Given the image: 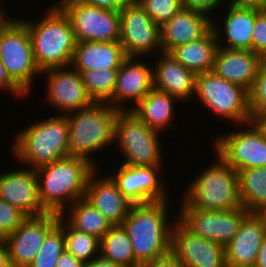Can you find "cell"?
<instances>
[{"instance_id":"7","label":"cell","mask_w":266,"mask_h":267,"mask_svg":"<svg viewBox=\"0 0 266 267\" xmlns=\"http://www.w3.org/2000/svg\"><path fill=\"white\" fill-rule=\"evenodd\" d=\"M162 134L149 128L130 110L119 111L114 125V145L129 166H164ZM117 142V144H116Z\"/></svg>"},{"instance_id":"27","label":"cell","mask_w":266,"mask_h":267,"mask_svg":"<svg viewBox=\"0 0 266 267\" xmlns=\"http://www.w3.org/2000/svg\"><path fill=\"white\" fill-rule=\"evenodd\" d=\"M177 102H181L177 97L153 88L130 111L149 128L164 134L166 129H176L172 123Z\"/></svg>"},{"instance_id":"26","label":"cell","mask_w":266,"mask_h":267,"mask_svg":"<svg viewBox=\"0 0 266 267\" xmlns=\"http://www.w3.org/2000/svg\"><path fill=\"white\" fill-rule=\"evenodd\" d=\"M127 58L119 41H80L76 43L71 67L80 73L96 69L120 68Z\"/></svg>"},{"instance_id":"35","label":"cell","mask_w":266,"mask_h":267,"mask_svg":"<svg viewBox=\"0 0 266 267\" xmlns=\"http://www.w3.org/2000/svg\"><path fill=\"white\" fill-rule=\"evenodd\" d=\"M140 6L159 27L183 9L181 0H142Z\"/></svg>"},{"instance_id":"52","label":"cell","mask_w":266,"mask_h":267,"mask_svg":"<svg viewBox=\"0 0 266 267\" xmlns=\"http://www.w3.org/2000/svg\"><path fill=\"white\" fill-rule=\"evenodd\" d=\"M225 267H255V266L254 265L253 266H236V265L226 264Z\"/></svg>"},{"instance_id":"46","label":"cell","mask_w":266,"mask_h":267,"mask_svg":"<svg viewBox=\"0 0 266 267\" xmlns=\"http://www.w3.org/2000/svg\"><path fill=\"white\" fill-rule=\"evenodd\" d=\"M84 267H123V266L115 264L111 261H107L99 256L98 258L93 259L88 263H85Z\"/></svg>"},{"instance_id":"33","label":"cell","mask_w":266,"mask_h":267,"mask_svg":"<svg viewBox=\"0 0 266 267\" xmlns=\"http://www.w3.org/2000/svg\"><path fill=\"white\" fill-rule=\"evenodd\" d=\"M119 68L81 72L87 94L94 102H107L113 95Z\"/></svg>"},{"instance_id":"25","label":"cell","mask_w":266,"mask_h":267,"mask_svg":"<svg viewBox=\"0 0 266 267\" xmlns=\"http://www.w3.org/2000/svg\"><path fill=\"white\" fill-rule=\"evenodd\" d=\"M261 66L262 58L251 50L227 49L218 46L212 71L249 91Z\"/></svg>"},{"instance_id":"39","label":"cell","mask_w":266,"mask_h":267,"mask_svg":"<svg viewBox=\"0 0 266 267\" xmlns=\"http://www.w3.org/2000/svg\"><path fill=\"white\" fill-rule=\"evenodd\" d=\"M224 0H181L182 7L184 9H191L201 11L203 13L212 15V18H216L213 13L218 10V8L223 7V3H226ZM214 11V12H213Z\"/></svg>"},{"instance_id":"30","label":"cell","mask_w":266,"mask_h":267,"mask_svg":"<svg viewBox=\"0 0 266 267\" xmlns=\"http://www.w3.org/2000/svg\"><path fill=\"white\" fill-rule=\"evenodd\" d=\"M101 258L123 267H139L135 260L132 242L123 225H112L100 239Z\"/></svg>"},{"instance_id":"12","label":"cell","mask_w":266,"mask_h":267,"mask_svg":"<svg viewBox=\"0 0 266 267\" xmlns=\"http://www.w3.org/2000/svg\"><path fill=\"white\" fill-rule=\"evenodd\" d=\"M119 13V42L128 57H153L162 52L160 27L140 5L123 7Z\"/></svg>"},{"instance_id":"22","label":"cell","mask_w":266,"mask_h":267,"mask_svg":"<svg viewBox=\"0 0 266 267\" xmlns=\"http://www.w3.org/2000/svg\"><path fill=\"white\" fill-rule=\"evenodd\" d=\"M226 7L224 6L226 11L223 13H226L225 17H223L224 21H220V24H223H217L216 20L219 18H212V29L216 34L218 46L227 49L252 51V36L256 19V9L239 8L228 4Z\"/></svg>"},{"instance_id":"13","label":"cell","mask_w":266,"mask_h":267,"mask_svg":"<svg viewBox=\"0 0 266 267\" xmlns=\"http://www.w3.org/2000/svg\"><path fill=\"white\" fill-rule=\"evenodd\" d=\"M113 170L114 172H109V175L117 183L121 193L133 204L171 199L170 195L168 197L165 180H162L163 166L119 164V167Z\"/></svg>"},{"instance_id":"5","label":"cell","mask_w":266,"mask_h":267,"mask_svg":"<svg viewBox=\"0 0 266 267\" xmlns=\"http://www.w3.org/2000/svg\"><path fill=\"white\" fill-rule=\"evenodd\" d=\"M215 160L187 185L178 208L226 211L243 207L239 197L238 175L214 152Z\"/></svg>"},{"instance_id":"20","label":"cell","mask_w":266,"mask_h":267,"mask_svg":"<svg viewBox=\"0 0 266 267\" xmlns=\"http://www.w3.org/2000/svg\"><path fill=\"white\" fill-rule=\"evenodd\" d=\"M98 170L96 168L90 174L84 198L112 225H122L133 203L121 193L109 174L102 176Z\"/></svg>"},{"instance_id":"43","label":"cell","mask_w":266,"mask_h":267,"mask_svg":"<svg viewBox=\"0 0 266 267\" xmlns=\"http://www.w3.org/2000/svg\"><path fill=\"white\" fill-rule=\"evenodd\" d=\"M227 4L239 8L266 10V0H229Z\"/></svg>"},{"instance_id":"24","label":"cell","mask_w":266,"mask_h":267,"mask_svg":"<svg viewBox=\"0 0 266 267\" xmlns=\"http://www.w3.org/2000/svg\"><path fill=\"white\" fill-rule=\"evenodd\" d=\"M265 234L266 220L254 212H250L243 219L235 236L225 245L226 264L255 265Z\"/></svg>"},{"instance_id":"19","label":"cell","mask_w":266,"mask_h":267,"mask_svg":"<svg viewBox=\"0 0 266 267\" xmlns=\"http://www.w3.org/2000/svg\"><path fill=\"white\" fill-rule=\"evenodd\" d=\"M0 199L18 208L26 216L46 213L38 196L36 172L28 167L1 172Z\"/></svg>"},{"instance_id":"3","label":"cell","mask_w":266,"mask_h":267,"mask_svg":"<svg viewBox=\"0 0 266 267\" xmlns=\"http://www.w3.org/2000/svg\"><path fill=\"white\" fill-rule=\"evenodd\" d=\"M51 5L40 19L19 18L27 26L40 72L70 67L77 43L68 17L55 3Z\"/></svg>"},{"instance_id":"32","label":"cell","mask_w":266,"mask_h":267,"mask_svg":"<svg viewBox=\"0 0 266 267\" xmlns=\"http://www.w3.org/2000/svg\"><path fill=\"white\" fill-rule=\"evenodd\" d=\"M66 251L77 260L88 263L100 255V239L88 233L75 230L64 218Z\"/></svg>"},{"instance_id":"31","label":"cell","mask_w":266,"mask_h":267,"mask_svg":"<svg viewBox=\"0 0 266 267\" xmlns=\"http://www.w3.org/2000/svg\"><path fill=\"white\" fill-rule=\"evenodd\" d=\"M242 206L254 212L266 199V166L237 171Z\"/></svg>"},{"instance_id":"8","label":"cell","mask_w":266,"mask_h":267,"mask_svg":"<svg viewBox=\"0 0 266 267\" xmlns=\"http://www.w3.org/2000/svg\"><path fill=\"white\" fill-rule=\"evenodd\" d=\"M0 60L11 80L30 96L34 79L41 76V72L34 61L27 26L19 17L9 18L0 27Z\"/></svg>"},{"instance_id":"36","label":"cell","mask_w":266,"mask_h":267,"mask_svg":"<svg viewBox=\"0 0 266 267\" xmlns=\"http://www.w3.org/2000/svg\"><path fill=\"white\" fill-rule=\"evenodd\" d=\"M26 217L18 208L0 199V238L14 232Z\"/></svg>"},{"instance_id":"51","label":"cell","mask_w":266,"mask_h":267,"mask_svg":"<svg viewBox=\"0 0 266 267\" xmlns=\"http://www.w3.org/2000/svg\"><path fill=\"white\" fill-rule=\"evenodd\" d=\"M1 3L2 2L0 1V27L11 17L4 11V6L2 7Z\"/></svg>"},{"instance_id":"47","label":"cell","mask_w":266,"mask_h":267,"mask_svg":"<svg viewBox=\"0 0 266 267\" xmlns=\"http://www.w3.org/2000/svg\"><path fill=\"white\" fill-rule=\"evenodd\" d=\"M255 267H266V234L258 251Z\"/></svg>"},{"instance_id":"18","label":"cell","mask_w":266,"mask_h":267,"mask_svg":"<svg viewBox=\"0 0 266 267\" xmlns=\"http://www.w3.org/2000/svg\"><path fill=\"white\" fill-rule=\"evenodd\" d=\"M153 88V67L145 63V57H128L118 70L115 90L107 103L120 111H128Z\"/></svg>"},{"instance_id":"40","label":"cell","mask_w":266,"mask_h":267,"mask_svg":"<svg viewBox=\"0 0 266 267\" xmlns=\"http://www.w3.org/2000/svg\"><path fill=\"white\" fill-rule=\"evenodd\" d=\"M0 91L6 92V94L8 93V96L9 94L11 96L13 95V97L15 98H17L18 96V99L20 98L24 100L25 98H28L27 95L11 80L1 60H0Z\"/></svg>"},{"instance_id":"16","label":"cell","mask_w":266,"mask_h":267,"mask_svg":"<svg viewBox=\"0 0 266 267\" xmlns=\"http://www.w3.org/2000/svg\"><path fill=\"white\" fill-rule=\"evenodd\" d=\"M59 214L46 212L27 216L21 225L5 237L11 267H29L47 234L58 224Z\"/></svg>"},{"instance_id":"41","label":"cell","mask_w":266,"mask_h":267,"mask_svg":"<svg viewBox=\"0 0 266 267\" xmlns=\"http://www.w3.org/2000/svg\"><path fill=\"white\" fill-rule=\"evenodd\" d=\"M139 267H183L179 260L170 252L167 255L153 261L144 263Z\"/></svg>"},{"instance_id":"1","label":"cell","mask_w":266,"mask_h":267,"mask_svg":"<svg viewBox=\"0 0 266 267\" xmlns=\"http://www.w3.org/2000/svg\"><path fill=\"white\" fill-rule=\"evenodd\" d=\"M168 202L172 201L133 204L123 220L135 260L140 265L171 252V230L176 218L169 221Z\"/></svg>"},{"instance_id":"34","label":"cell","mask_w":266,"mask_h":267,"mask_svg":"<svg viewBox=\"0 0 266 267\" xmlns=\"http://www.w3.org/2000/svg\"><path fill=\"white\" fill-rule=\"evenodd\" d=\"M65 250L64 218L59 215L58 224L47 234L29 267H56L58 258Z\"/></svg>"},{"instance_id":"6","label":"cell","mask_w":266,"mask_h":267,"mask_svg":"<svg viewBox=\"0 0 266 267\" xmlns=\"http://www.w3.org/2000/svg\"><path fill=\"white\" fill-rule=\"evenodd\" d=\"M119 111L107 102H94L89 107L66 114L69 123V155L87 159L100 168L93 155L114 144V125Z\"/></svg>"},{"instance_id":"38","label":"cell","mask_w":266,"mask_h":267,"mask_svg":"<svg viewBox=\"0 0 266 267\" xmlns=\"http://www.w3.org/2000/svg\"><path fill=\"white\" fill-rule=\"evenodd\" d=\"M252 52L261 58L266 56V10L256 9L252 36Z\"/></svg>"},{"instance_id":"17","label":"cell","mask_w":266,"mask_h":267,"mask_svg":"<svg viewBox=\"0 0 266 267\" xmlns=\"http://www.w3.org/2000/svg\"><path fill=\"white\" fill-rule=\"evenodd\" d=\"M41 75L46 78V101L58 111L56 113L66 115L94 103L87 94L81 73L71 66L48 69Z\"/></svg>"},{"instance_id":"53","label":"cell","mask_w":266,"mask_h":267,"mask_svg":"<svg viewBox=\"0 0 266 267\" xmlns=\"http://www.w3.org/2000/svg\"><path fill=\"white\" fill-rule=\"evenodd\" d=\"M262 66L266 69V56L262 58Z\"/></svg>"},{"instance_id":"15","label":"cell","mask_w":266,"mask_h":267,"mask_svg":"<svg viewBox=\"0 0 266 267\" xmlns=\"http://www.w3.org/2000/svg\"><path fill=\"white\" fill-rule=\"evenodd\" d=\"M171 253L183 267H225V246L200 237L178 218L171 230Z\"/></svg>"},{"instance_id":"45","label":"cell","mask_w":266,"mask_h":267,"mask_svg":"<svg viewBox=\"0 0 266 267\" xmlns=\"http://www.w3.org/2000/svg\"><path fill=\"white\" fill-rule=\"evenodd\" d=\"M0 267H11L5 238H0Z\"/></svg>"},{"instance_id":"42","label":"cell","mask_w":266,"mask_h":267,"mask_svg":"<svg viewBox=\"0 0 266 267\" xmlns=\"http://www.w3.org/2000/svg\"><path fill=\"white\" fill-rule=\"evenodd\" d=\"M249 122L266 139V111H251Z\"/></svg>"},{"instance_id":"44","label":"cell","mask_w":266,"mask_h":267,"mask_svg":"<svg viewBox=\"0 0 266 267\" xmlns=\"http://www.w3.org/2000/svg\"><path fill=\"white\" fill-rule=\"evenodd\" d=\"M84 263L77 260L72 254L66 250L58 258L56 267H84Z\"/></svg>"},{"instance_id":"28","label":"cell","mask_w":266,"mask_h":267,"mask_svg":"<svg viewBox=\"0 0 266 267\" xmlns=\"http://www.w3.org/2000/svg\"><path fill=\"white\" fill-rule=\"evenodd\" d=\"M218 42L211 28L202 38L174 48L171 55L196 74L212 71Z\"/></svg>"},{"instance_id":"48","label":"cell","mask_w":266,"mask_h":267,"mask_svg":"<svg viewBox=\"0 0 266 267\" xmlns=\"http://www.w3.org/2000/svg\"><path fill=\"white\" fill-rule=\"evenodd\" d=\"M142 0H112V10L120 11L123 7L140 5Z\"/></svg>"},{"instance_id":"2","label":"cell","mask_w":266,"mask_h":267,"mask_svg":"<svg viewBox=\"0 0 266 267\" xmlns=\"http://www.w3.org/2000/svg\"><path fill=\"white\" fill-rule=\"evenodd\" d=\"M95 169L87 159L68 156L35 170L42 208L60 215L84 198L89 176Z\"/></svg>"},{"instance_id":"49","label":"cell","mask_w":266,"mask_h":267,"mask_svg":"<svg viewBox=\"0 0 266 267\" xmlns=\"http://www.w3.org/2000/svg\"><path fill=\"white\" fill-rule=\"evenodd\" d=\"M78 2L94 7H101L112 10V0H77Z\"/></svg>"},{"instance_id":"9","label":"cell","mask_w":266,"mask_h":267,"mask_svg":"<svg viewBox=\"0 0 266 267\" xmlns=\"http://www.w3.org/2000/svg\"><path fill=\"white\" fill-rule=\"evenodd\" d=\"M195 96L215 117L235 123L233 127L250 121L248 90L223 79L213 71L197 74Z\"/></svg>"},{"instance_id":"21","label":"cell","mask_w":266,"mask_h":267,"mask_svg":"<svg viewBox=\"0 0 266 267\" xmlns=\"http://www.w3.org/2000/svg\"><path fill=\"white\" fill-rule=\"evenodd\" d=\"M159 54L152 65L154 88L177 97L182 104L195 98L197 74L182 66L171 53Z\"/></svg>"},{"instance_id":"50","label":"cell","mask_w":266,"mask_h":267,"mask_svg":"<svg viewBox=\"0 0 266 267\" xmlns=\"http://www.w3.org/2000/svg\"><path fill=\"white\" fill-rule=\"evenodd\" d=\"M254 213L260 217H263L266 220V199L262 204L254 211Z\"/></svg>"},{"instance_id":"10","label":"cell","mask_w":266,"mask_h":267,"mask_svg":"<svg viewBox=\"0 0 266 267\" xmlns=\"http://www.w3.org/2000/svg\"><path fill=\"white\" fill-rule=\"evenodd\" d=\"M54 2L70 20L77 42L119 41V11L84 5L77 0H58V2Z\"/></svg>"},{"instance_id":"11","label":"cell","mask_w":266,"mask_h":267,"mask_svg":"<svg viewBox=\"0 0 266 267\" xmlns=\"http://www.w3.org/2000/svg\"><path fill=\"white\" fill-rule=\"evenodd\" d=\"M217 135L213 151L234 170L266 166V139L249 122ZM241 129V130H240ZM215 149V150H214Z\"/></svg>"},{"instance_id":"23","label":"cell","mask_w":266,"mask_h":267,"mask_svg":"<svg viewBox=\"0 0 266 267\" xmlns=\"http://www.w3.org/2000/svg\"><path fill=\"white\" fill-rule=\"evenodd\" d=\"M211 28L208 14L183 8L160 27L162 52L170 53L177 46L198 40Z\"/></svg>"},{"instance_id":"4","label":"cell","mask_w":266,"mask_h":267,"mask_svg":"<svg viewBox=\"0 0 266 267\" xmlns=\"http://www.w3.org/2000/svg\"><path fill=\"white\" fill-rule=\"evenodd\" d=\"M26 126L12 141L11 154L16 158V164L37 170L70 156L67 115H49Z\"/></svg>"},{"instance_id":"29","label":"cell","mask_w":266,"mask_h":267,"mask_svg":"<svg viewBox=\"0 0 266 267\" xmlns=\"http://www.w3.org/2000/svg\"><path fill=\"white\" fill-rule=\"evenodd\" d=\"M60 215L66 218L65 220L75 230L88 233L98 239H101L112 226L105 216L85 198L75 201Z\"/></svg>"},{"instance_id":"14","label":"cell","mask_w":266,"mask_h":267,"mask_svg":"<svg viewBox=\"0 0 266 267\" xmlns=\"http://www.w3.org/2000/svg\"><path fill=\"white\" fill-rule=\"evenodd\" d=\"M177 218L193 233L225 246L238 232L243 219L250 213L244 207L212 211L179 208Z\"/></svg>"},{"instance_id":"37","label":"cell","mask_w":266,"mask_h":267,"mask_svg":"<svg viewBox=\"0 0 266 267\" xmlns=\"http://www.w3.org/2000/svg\"><path fill=\"white\" fill-rule=\"evenodd\" d=\"M248 92L250 111H266V69L263 66Z\"/></svg>"}]
</instances>
